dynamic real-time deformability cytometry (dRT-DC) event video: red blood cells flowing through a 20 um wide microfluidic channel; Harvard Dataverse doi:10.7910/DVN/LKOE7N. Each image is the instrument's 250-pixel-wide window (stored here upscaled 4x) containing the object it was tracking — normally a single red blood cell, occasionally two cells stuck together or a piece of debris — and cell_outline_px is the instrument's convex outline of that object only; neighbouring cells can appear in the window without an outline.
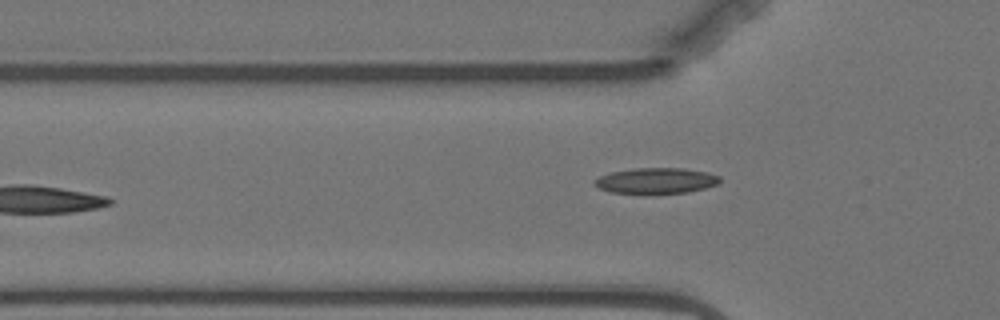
{"species": "Egyptian fruit bat (a non-hibernating species)", "species_latin": "Rousettus aegyptiacus", "temperature_condition": "warm", "stored_images_in_passage": 2, "camera_frame_rate_fps": 3000, "um_per_image_px": 0.085, "animal": {"sex": "female"}, "frame": {"image": 1, "passage_image": 2, "time_ms": 1.333, "image_size_px": [1000, 320], "cell_outline_px": [[720, 180], [716, 184], [704, 188], [688, 192], [612, 192], [600, 188], [592, 184], [592, 180], [600, 176], [612, 172], [632, 168], [684, 168], [704, 172], [720, 176]], "centroid_in_image_um": [55.73, 15.33], "position_along_channel_um": 70.1, "area_um2": 18.26}}